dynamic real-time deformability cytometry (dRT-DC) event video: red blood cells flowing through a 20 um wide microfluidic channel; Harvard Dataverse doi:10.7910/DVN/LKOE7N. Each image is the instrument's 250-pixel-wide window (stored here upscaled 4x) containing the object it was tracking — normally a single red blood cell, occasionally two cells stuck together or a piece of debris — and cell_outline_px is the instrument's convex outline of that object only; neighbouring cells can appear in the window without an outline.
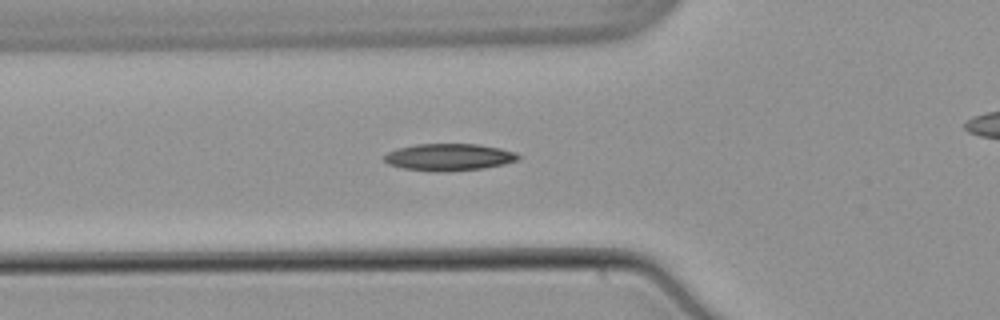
{"species": "common noctule bat (a hibernating species)", "species_latin": "Nyctalus noctula", "temperature_condition": "warm", "stored_images_in_passage": 33, "camera_frame_rate_fps": 3000, "um_per_image_px": 0.085, "animal": {"sex": "male", "body_mass_g": 21.5, "forearm_length_mm": 52.0}, "frame": {"image": 1, "passage_image": 3, "time_ms": 0.667, "image_size_px": [1000, 320], "cell_outline_px": [[516, 156], [508, 160], [496, 164], [472, 168], [416, 168], [400, 164], [388, 160], [400, 152], [408, 148], [436, 144], [460, 144], [488, 148], [504, 152]], "centroid_in_image_um": [38.25, 13.31], "position_along_channel_um": 87.6, "area_um2": 16.24}}
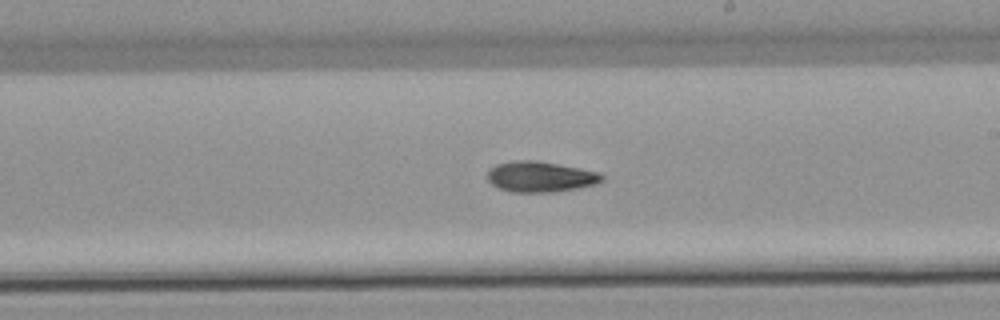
{"frame": {"image": 2, "passage_image": 15, "time_ms": 4.667, "image_size_px": [1000, 320], "cell_outline_px": [[600, 176], [596, 180], [580, 184], [560, 188], [512, 188], [500, 184], [492, 176], [492, 172], [496, 168], [508, 164], [548, 164], [584, 172]], "centroid_in_image_um": [45.9, 14.99], "position_along_channel_um": 243.1, "area_um2": 14.28}}
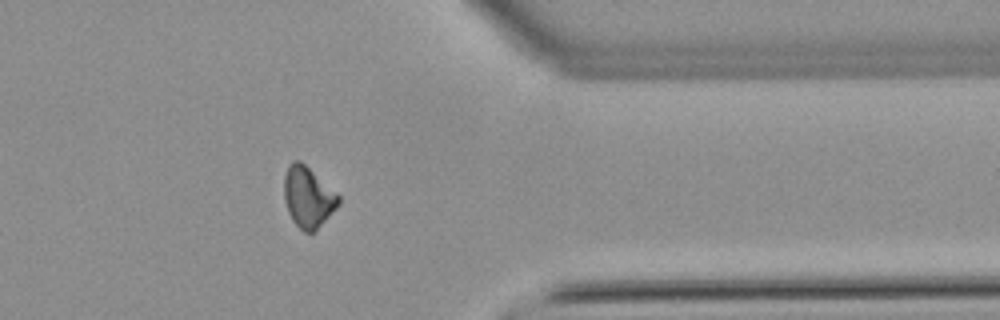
{"frame": {"image": 3, "passage_image": 27, "time_ms": 8.667, "image_size_px": [1000, 320], "cell_outline_px": [[336, 204], [308, 232], [292, 216], [288, 204], [288, 172], [292, 164], [300, 164], [336, 196]], "centroid_in_image_um": [26.17, 16.77], "position_along_channel_um": 385.2, "area_um2": 14.91}}